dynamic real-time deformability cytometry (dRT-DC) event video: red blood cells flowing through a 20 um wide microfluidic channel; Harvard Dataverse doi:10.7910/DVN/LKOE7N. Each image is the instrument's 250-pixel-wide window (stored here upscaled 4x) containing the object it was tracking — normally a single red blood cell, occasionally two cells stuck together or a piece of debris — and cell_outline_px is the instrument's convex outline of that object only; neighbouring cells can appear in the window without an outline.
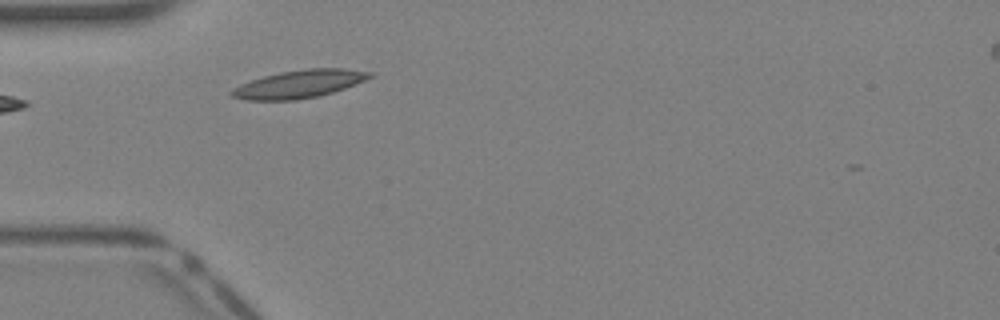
{"species": "Egyptian fruit bat (a non-hibernating species)", "species_latin": "Rousettus aegyptiacus", "temperature_condition": "warm", "stored_images_in_passage": 3, "camera_frame_rate_fps": 3000, "um_per_image_px": 0.085, "animal": {"sex": "female"}, "frame": {"image": 1, "passage_image": 1, "time_ms": 0.0, "image_size_px": [1000, 320], "cell_outline_px": [[372, 76], [364, 80], [344, 88], [332, 92], [316, 96], [296, 100], [248, 100], [232, 96], [228, 92], [240, 84], [264, 76], [280, 72], [308, 68], [344, 68], [372, 72]], "centroid_in_image_um": [25.41, 7.13], "position_along_channel_um": 59.6, "area_um2": 22.14}}